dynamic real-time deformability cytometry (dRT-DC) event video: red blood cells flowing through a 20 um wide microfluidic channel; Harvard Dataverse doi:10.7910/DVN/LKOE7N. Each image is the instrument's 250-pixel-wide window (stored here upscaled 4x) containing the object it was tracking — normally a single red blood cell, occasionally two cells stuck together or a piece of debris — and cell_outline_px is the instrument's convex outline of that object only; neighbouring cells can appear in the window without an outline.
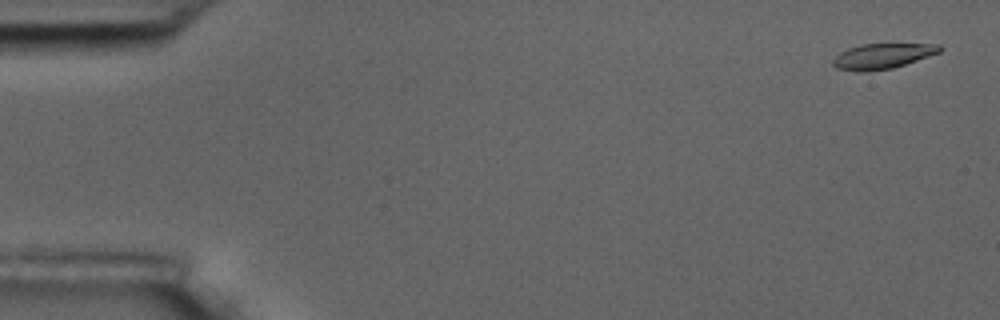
{"species": "common noctule bat (a hibernating species)", "species_latin": "Nyctalus noctula", "temperature_condition": "room temperature", "stored_images_in_passage": 6, "camera_frame_rate_fps": 3000, "um_per_image_px": 0.085, "animal": {"sex": "male", "body_mass_g": 17.5, "forearm_length_mm": 52.3}, "frame": {"image": 1, "passage_image": 1, "time_ms": 0.0, "image_size_px": [1000, 320], "cell_outline_px": [[944, 48], [940, 52], [892, 68], [860, 72], [836, 68], [832, 64], [832, 60], [840, 52], [848, 48], [860, 44], [940, 44]], "centroid_in_image_um": [74.99, 4.76], "position_along_channel_um": 10.0, "area_um2": 15.61}}
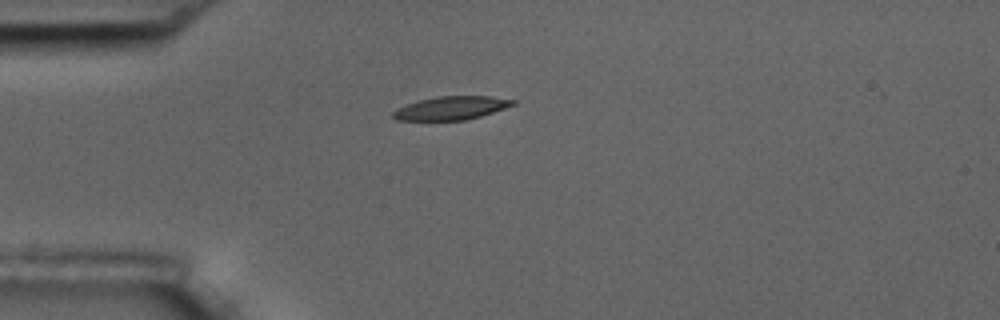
{"frame": {"image": 2, "passage_image": 5, "time_ms": 4.333, "image_size_px": [1000, 320], "cell_outline_px": [[516, 104], [480, 116], [464, 120], [396, 120], [392, 116], [392, 112], [396, 108], [420, 100], [436, 96], [488, 96], [516, 100]], "centroid_in_image_um": [38.33, 9.18], "position_along_channel_um": 46.7, "area_um2": 16.18}}
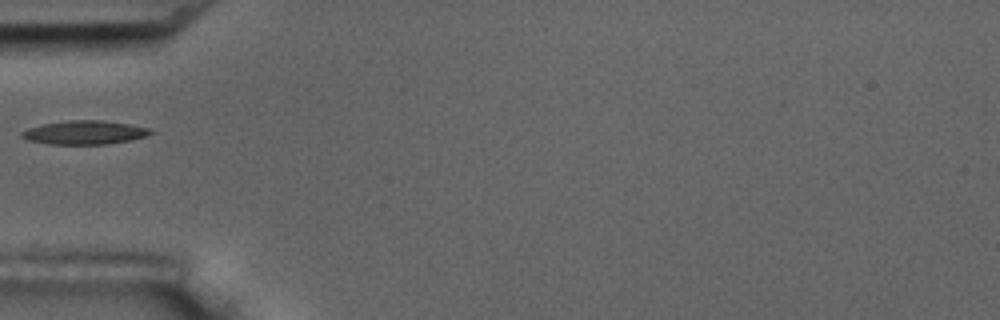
{"frame": {"image": 3, "passage_image": 6, "time_ms": 5.667, "image_size_px": [1000, 320], "cell_outline_px": [[156, 132], [144, 136], [128, 140], [108, 144], [48, 144], [28, 140], [20, 136], [20, 132], [28, 128], [44, 124], [68, 120], [100, 120], [128, 124], [148, 128]], "centroid_in_image_um": [7.15, 11.26], "position_along_channel_um": 77.8, "area_um2": 17.63}}